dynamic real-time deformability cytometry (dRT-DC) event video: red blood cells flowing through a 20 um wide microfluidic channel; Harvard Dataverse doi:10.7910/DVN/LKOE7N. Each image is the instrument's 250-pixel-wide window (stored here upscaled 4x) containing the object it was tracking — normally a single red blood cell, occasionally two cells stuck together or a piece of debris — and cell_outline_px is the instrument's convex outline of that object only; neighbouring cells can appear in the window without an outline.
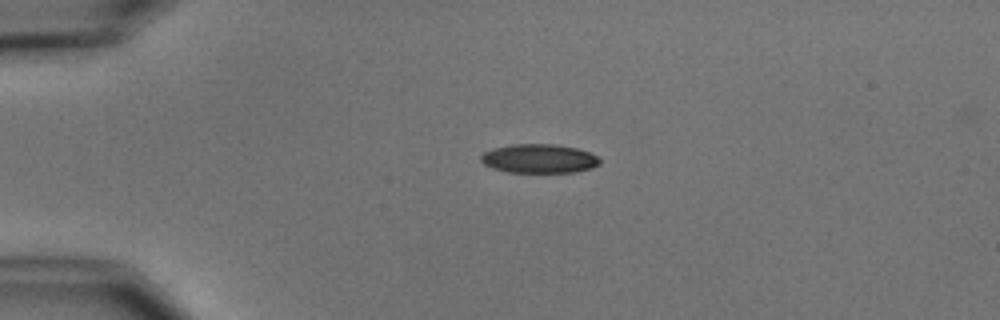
{"species": "common noctule bat (a hibernating species)", "species_latin": "Nyctalus noctula", "temperature_condition": "cold", "stored_images_in_passage": 2, "camera_frame_rate_fps": 3000, "um_per_image_px": 0.085, "animal": {"sex": "male", "body_mass_g": 15.6}, "frame": {"image": 1, "passage_image": 1, "time_ms": 0.0, "image_size_px": [1000, 320], "cell_outline_px": [[600, 164], [592, 168], [576, 172], [508, 172], [492, 168], [484, 164], [480, 160], [480, 156], [484, 152], [492, 148], [512, 144], [556, 144], [576, 148], [588, 152], [596, 156], [600, 160]], "centroid_in_image_um": [45.8, 13.48], "position_along_channel_um": 39.2, "area_um2": 20.11}}